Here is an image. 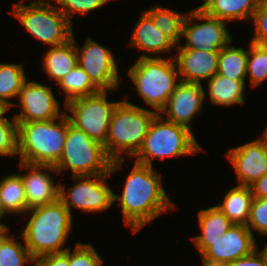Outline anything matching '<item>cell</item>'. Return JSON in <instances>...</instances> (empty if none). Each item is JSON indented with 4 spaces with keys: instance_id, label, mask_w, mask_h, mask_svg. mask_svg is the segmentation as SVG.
I'll list each match as a JSON object with an SVG mask.
<instances>
[{
    "instance_id": "obj_32",
    "label": "cell",
    "mask_w": 267,
    "mask_h": 266,
    "mask_svg": "<svg viewBox=\"0 0 267 266\" xmlns=\"http://www.w3.org/2000/svg\"><path fill=\"white\" fill-rule=\"evenodd\" d=\"M10 109H0V155L15 156L18 154V123L13 116L12 122L4 115Z\"/></svg>"
},
{
    "instance_id": "obj_40",
    "label": "cell",
    "mask_w": 267,
    "mask_h": 266,
    "mask_svg": "<svg viewBox=\"0 0 267 266\" xmlns=\"http://www.w3.org/2000/svg\"><path fill=\"white\" fill-rule=\"evenodd\" d=\"M201 258H202V262H203L202 266H227V263L208 259L207 257L203 256L202 254H201Z\"/></svg>"
},
{
    "instance_id": "obj_22",
    "label": "cell",
    "mask_w": 267,
    "mask_h": 266,
    "mask_svg": "<svg viewBox=\"0 0 267 266\" xmlns=\"http://www.w3.org/2000/svg\"><path fill=\"white\" fill-rule=\"evenodd\" d=\"M261 0H211L202 11L207 15L230 22L252 20Z\"/></svg>"
},
{
    "instance_id": "obj_3",
    "label": "cell",
    "mask_w": 267,
    "mask_h": 266,
    "mask_svg": "<svg viewBox=\"0 0 267 266\" xmlns=\"http://www.w3.org/2000/svg\"><path fill=\"white\" fill-rule=\"evenodd\" d=\"M55 120L17 122L19 162L52 166L59 162L67 136V113Z\"/></svg>"
},
{
    "instance_id": "obj_27",
    "label": "cell",
    "mask_w": 267,
    "mask_h": 266,
    "mask_svg": "<svg viewBox=\"0 0 267 266\" xmlns=\"http://www.w3.org/2000/svg\"><path fill=\"white\" fill-rule=\"evenodd\" d=\"M143 12L152 20L156 28L178 46L182 38L184 15L169 8H164L159 4Z\"/></svg>"
},
{
    "instance_id": "obj_24",
    "label": "cell",
    "mask_w": 267,
    "mask_h": 266,
    "mask_svg": "<svg viewBox=\"0 0 267 266\" xmlns=\"http://www.w3.org/2000/svg\"><path fill=\"white\" fill-rule=\"evenodd\" d=\"M0 209L3 215L27 213L24 184L18 173L9 174L1 179Z\"/></svg>"
},
{
    "instance_id": "obj_11",
    "label": "cell",
    "mask_w": 267,
    "mask_h": 266,
    "mask_svg": "<svg viewBox=\"0 0 267 266\" xmlns=\"http://www.w3.org/2000/svg\"><path fill=\"white\" fill-rule=\"evenodd\" d=\"M205 22L196 23L192 20ZM227 22L207 15L202 10L193 9L188 12L183 23L182 38L186 43L178 45L177 49H195L206 52H219L223 47L232 43Z\"/></svg>"
},
{
    "instance_id": "obj_30",
    "label": "cell",
    "mask_w": 267,
    "mask_h": 266,
    "mask_svg": "<svg viewBox=\"0 0 267 266\" xmlns=\"http://www.w3.org/2000/svg\"><path fill=\"white\" fill-rule=\"evenodd\" d=\"M9 228L0 230V266H24L28 263H35L26 245L21 241L16 242L15 238L8 235Z\"/></svg>"
},
{
    "instance_id": "obj_36",
    "label": "cell",
    "mask_w": 267,
    "mask_h": 266,
    "mask_svg": "<svg viewBox=\"0 0 267 266\" xmlns=\"http://www.w3.org/2000/svg\"><path fill=\"white\" fill-rule=\"evenodd\" d=\"M252 20L255 31L250 41L267 46V0H261Z\"/></svg>"
},
{
    "instance_id": "obj_2",
    "label": "cell",
    "mask_w": 267,
    "mask_h": 266,
    "mask_svg": "<svg viewBox=\"0 0 267 266\" xmlns=\"http://www.w3.org/2000/svg\"><path fill=\"white\" fill-rule=\"evenodd\" d=\"M27 212L31 215L21 237L35 260L68 249L63 245L72 231L73 216L60 199Z\"/></svg>"
},
{
    "instance_id": "obj_29",
    "label": "cell",
    "mask_w": 267,
    "mask_h": 266,
    "mask_svg": "<svg viewBox=\"0 0 267 266\" xmlns=\"http://www.w3.org/2000/svg\"><path fill=\"white\" fill-rule=\"evenodd\" d=\"M57 85L66 93L65 104L73 99L90 96L100 91L78 64Z\"/></svg>"
},
{
    "instance_id": "obj_5",
    "label": "cell",
    "mask_w": 267,
    "mask_h": 266,
    "mask_svg": "<svg viewBox=\"0 0 267 266\" xmlns=\"http://www.w3.org/2000/svg\"><path fill=\"white\" fill-rule=\"evenodd\" d=\"M127 73L140 97L158 114L165 107L168 98L179 84L177 81L180 80L173 56L168 60L158 55L139 57Z\"/></svg>"
},
{
    "instance_id": "obj_41",
    "label": "cell",
    "mask_w": 267,
    "mask_h": 266,
    "mask_svg": "<svg viewBox=\"0 0 267 266\" xmlns=\"http://www.w3.org/2000/svg\"><path fill=\"white\" fill-rule=\"evenodd\" d=\"M259 253L262 256L265 265L267 266V242L265 243L264 248Z\"/></svg>"
},
{
    "instance_id": "obj_39",
    "label": "cell",
    "mask_w": 267,
    "mask_h": 266,
    "mask_svg": "<svg viewBox=\"0 0 267 266\" xmlns=\"http://www.w3.org/2000/svg\"><path fill=\"white\" fill-rule=\"evenodd\" d=\"M253 197L267 199V173L249 186Z\"/></svg>"
},
{
    "instance_id": "obj_12",
    "label": "cell",
    "mask_w": 267,
    "mask_h": 266,
    "mask_svg": "<svg viewBox=\"0 0 267 266\" xmlns=\"http://www.w3.org/2000/svg\"><path fill=\"white\" fill-rule=\"evenodd\" d=\"M78 65L100 91L119 89L118 65L111 50L87 38L82 47L74 39Z\"/></svg>"
},
{
    "instance_id": "obj_4",
    "label": "cell",
    "mask_w": 267,
    "mask_h": 266,
    "mask_svg": "<svg viewBox=\"0 0 267 266\" xmlns=\"http://www.w3.org/2000/svg\"><path fill=\"white\" fill-rule=\"evenodd\" d=\"M158 113L132 104L127 100L120 101L113 111L108 126L104 149L111 160L121 159L122 153L134 157L142 147L145 136L154 117Z\"/></svg>"
},
{
    "instance_id": "obj_38",
    "label": "cell",
    "mask_w": 267,
    "mask_h": 266,
    "mask_svg": "<svg viewBox=\"0 0 267 266\" xmlns=\"http://www.w3.org/2000/svg\"><path fill=\"white\" fill-rule=\"evenodd\" d=\"M257 249L258 247L251 254L227 263V266H266Z\"/></svg>"
},
{
    "instance_id": "obj_26",
    "label": "cell",
    "mask_w": 267,
    "mask_h": 266,
    "mask_svg": "<svg viewBox=\"0 0 267 266\" xmlns=\"http://www.w3.org/2000/svg\"><path fill=\"white\" fill-rule=\"evenodd\" d=\"M23 64L0 63V107L11 109L19 105L9 101L17 98L20 88L27 81ZM9 99V100H8Z\"/></svg>"
},
{
    "instance_id": "obj_18",
    "label": "cell",
    "mask_w": 267,
    "mask_h": 266,
    "mask_svg": "<svg viewBox=\"0 0 267 266\" xmlns=\"http://www.w3.org/2000/svg\"><path fill=\"white\" fill-rule=\"evenodd\" d=\"M177 52L172 56L181 82L202 84V80L217 74L219 52L195 49H177Z\"/></svg>"
},
{
    "instance_id": "obj_33",
    "label": "cell",
    "mask_w": 267,
    "mask_h": 266,
    "mask_svg": "<svg viewBox=\"0 0 267 266\" xmlns=\"http://www.w3.org/2000/svg\"><path fill=\"white\" fill-rule=\"evenodd\" d=\"M103 262L91 244L78 242L72 252L69 248V266H102Z\"/></svg>"
},
{
    "instance_id": "obj_13",
    "label": "cell",
    "mask_w": 267,
    "mask_h": 266,
    "mask_svg": "<svg viewBox=\"0 0 267 266\" xmlns=\"http://www.w3.org/2000/svg\"><path fill=\"white\" fill-rule=\"evenodd\" d=\"M200 255L229 263L251 254L257 248L254 234L246 225L234 224L215 242H194Z\"/></svg>"
},
{
    "instance_id": "obj_9",
    "label": "cell",
    "mask_w": 267,
    "mask_h": 266,
    "mask_svg": "<svg viewBox=\"0 0 267 266\" xmlns=\"http://www.w3.org/2000/svg\"><path fill=\"white\" fill-rule=\"evenodd\" d=\"M125 158L111 160L109 173L95 176H72L77 184L66 192L60 184L59 199L70 211L71 207L83 212H99L107 210L114 203V192L108 187L106 180L115 171L122 168Z\"/></svg>"
},
{
    "instance_id": "obj_42",
    "label": "cell",
    "mask_w": 267,
    "mask_h": 266,
    "mask_svg": "<svg viewBox=\"0 0 267 266\" xmlns=\"http://www.w3.org/2000/svg\"><path fill=\"white\" fill-rule=\"evenodd\" d=\"M3 217H4V215L2 214L1 209H0V230H5V229L9 228L8 226L1 223V219H3Z\"/></svg>"
},
{
    "instance_id": "obj_15",
    "label": "cell",
    "mask_w": 267,
    "mask_h": 266,
    "mask_svg": "<svg viewBox=\"0 0 267 266\" xmlns=\"http://www.w3.org/2000/svg\"><path fill=\"white\" fill-rule=\"evenodd\" d=\"M226 156L241 186H250L267 173V143L262 137L230 149Z\"/></svg>"
},
{
    "instance_id": "obj_43",
    "label": "cell",
    "mask_w": 267,
    "mask_h": 266,
    "mask_svg": "<svg viewBox=\"0 0 267 266\" xmlns=\"http://www.w3.org/2000/svg\"><path fill=\"white\" fill-rule=\"evenodd\" d=\"M205 2H203V4H201L200 6L196 7L195 9L197 10H202L211 0H204Z\"/></svg>"
},
{
    "instance_id": "obj_35",
    "label": "cell",
    "mask_w": 267,
    "mask_h": 266,
    "mask_svg": "<svg viewBox=\"0 0 267 266\" xmlns=\"http://www.w3.org/2000/svg\"><path fill=\"white\" fill-rule=\"evenodd\" d=\"M246 226L252 234L255 230L267 236V199L254 197Z\"/></svg>"
},
{
    "instance_id": "obj_20",
    "label": "cell",
    "mask_w": 267,
    "mask_h": 266,
    "mask_svg": "<svg viewBox=\"0 0 267 266\" xmlns=\"http://www.w3.org/2000/svg\"><path fill=\"white\" fill-rule=\"evenodd\" d=\"M42 60L45 73L58 84L78 64L74 35L64 44L50 47Z\"/></svg>"
},
{
    "instance_id": "obj_31",
    "label": "cell",
    "mask_w": 267,
    "mask_h": 266,
    "mask_svg": "<svg viewBox=\"0 0 267 266\" xmlns=\"http://www.w3.org/2000/svg\"><path fill=\"white\" fill-rule=\"evenodd\" d=\"M246 74H249L252 87L267 79V46L249 41Z\"/></svg>"
},
{
    "instance_id": "obj_1",
    "label": "cell",
    "mask_w": 267,
    "mask_h": 266,
    "mask_svg": "<svg viewBox=\"0 0 267 266\" xmlns=\"http://www.w3.org/2000/svg\"><path fill=\"white\" fill-rule=\"evenodd\" d=\"M161 175L153 167L134 162L121 195L113 201L121 206L125 225L134 233L169 209H176L162 186Z\"/></svg>"
},
{
    "instance_id": "obj_8",
    "label": "cell",
    "mask_w": 267,
    "mask_h": 266,
    "mask_svg": "<svg viewBox=\"0 0 267 266\" xmlns=\"http://www.w3.org/2000/svg\"><path fill=\"white\" fill-rule=\"evenodd\" d=\"M13 16L22 23L35 39L51 47L66 43L72 38V24L51 2L38 0L29 4H13Z\"/></svg>"
},
{
    "instance_id": "obj_44",
    "label": "cell",
    "mask_w": 267,
    "mask_h": 266,
    "mask_svg": "<svg viewBox=\"0 0 267 266\" xmlns=\"http://www.w3.org/2000/svg\"><path fill=\"white\" fill-rule=\"evenodd\" d=\"M261 137H262V138L266 141V143H267V126H266V129H264L263 134H262Z\"/></svg>"
},
{
    "instance_id": "obj_25",
    "label": "cell",
    "mask_w": 267,
    "mask_h": 266,
    "mask_svg": "<svg viewBox=\"0 0 267 266\" xmlns=\"http://www.w3.org/2000/svg\"><path fill=\"white\" fill-rule=\"evenodd\" d=\"M198 223L201 235L192 237L193 242H215L234 225L217 206L199 210Z\"/></svg>"
},
{
    "instance_id": "obj_34",
    "label": "cell",
    "mask_w": 267,
    "mask_h": 266,
    "mask_svg": "<svg viewBox=\"0 0 267 266\" xmlns=\"http://www.w3.org/2000/svg\"><path fill=\"white\" fill-rule=\"evenodd\" d=\"M111 0H56L60 11L67 17L68 21L72 24V15L76 12L78 14H87L97 8L102 7Z\"/></svg>"
},
{
    "instance_id": "obj_16",
    "label": "cell",
    "mask_w": 267,
    "mask_h": 266,
    "mask_svg": "<svg viewBox=\"0 0 267 266\" xmlns=\"http://www.w3.org/2000/svg\"><path fill=\"white\" fill-rule=\"evenodd\" d=\"M206 95L202 84L179 81L159 114H167V121L183 125L192 130V127H190L192 120L201 110Z\"/></svg>"
},
{
    "instance_id": "obj_17",
    "label": "cell",
    "mask_w": 267,
    "mask_h": 266,
    "mask_svg": "<svg viewBox=\"0 0 267 266\" xmlns=\"http://www.w3.org/2000/svg\"><path fill=\"white\" fill-rule=\"evenodd\" d=\"M19 165L27 172V174H18L24 184L28 210L53 203L59 199L60 184L56 185L53 178L46 172L50 171L59 175L54 166L27 162H20Z\"/></svg>"
},
{
    "instance_id": "obj_7",
    "label": "cell",
    "mask_w": 267,
    "mask_h": 266,
    "mask_svg": "<svg viewBox=\"0 0 267 266\" xmlns=\"http://www.w3.org/2000/svg\"><path fill=\"white\" fill-rule=\"evenodd\" d=\"M110 164L104 146L73 126L67 116L65 147L54 166L57 172L70 169L72 176H95L109 173Z\"/></svg>"
},
{
    "instance_id": "obj_21",
    "label": "cell",
    "mask_w": 267,
    "mask_h": 266,
    "mask_svg": "<svg viewBox=\"0 0 267 266\" xmlns=\"http://www.w3.org/2000/svg\"><path fill=\"white\" fill-rule=\"evenodd\" d=\"M253 194L249 186L238 185L226 193L223 203L218 202V209L234 224L246 225L253 202Z\"/></svg>"
},
{
    "instance_id": "obj_10",
    "label": "cell",
    "mask_w": 267,
    "mask_h": 266,
    "mask_svg": "<svg viewBox=\"0 0 267 266\" xmlns=\"http://www.w3.org/2000/svg\"><path fill=\"white\" fill-rule=\"evenodd\" d=\"M108 91L73 99L65 104L67 116L73 126L83 130L93 140L106 144L108 126L113 111L120 101H107Z\"/></svg>"
},
{
    "instance_id": "obj_14",
    "label": "cell",
    "mask_w": 267,
    "mask_h": 266,
    "mask_svg": "<svg viewBox=\"0 0 267 266\" xmlns=\"http://www.w3.org/2000/svg\"><path fill=\"white\" fill-rule=\"evenodd\" d=\"M22 107L14 117L17 122L49 121L59 119V103L54 97L52 88L35 81H26L17 96Z\"/></svg>"
},
{
    "instance_id": "obj_37",
    "label": "cell",
    "mask_w": 267,
    "mask_h": 266,
    "mask_svg": "<svg viewBox=\"0 0 267 266\" xmlns=\"http://www.w3.org/2000/svg\"><path fill=\"white\" fill-rule=\"evenodd\" d=\"M35 266H69V247L61 253L41 256L36 260Z\"/></svg>"
},
{
    "instance_id": "obj_19",
    "label": "cell",
    "mask_w": 267,
    "mask_h": 266,
    "mask_svg": "<svg viewBox=\"0 0 267 266\" xmlns=\"http://www.w3.org/2000/svg\"><path fill=\"white\" fill-rule=\"evenodd\" d=\"M128 46L145 51L140 57H151L148 54H161L177 46L168 36L163 34L152 20L142 11L135 24Z\"/></svg>"
},
{
    "instance_id": "obj_23",
    "label": "cell",
    "mask_w": 267,
    "mask_h": 266,
    "mask_svg": "<svg viewBox=\"0 0 267 266\" xmlns=\"http://www.w3.org/2000/svg\"><path fill=\"white\" fill-rule=\"evenodd\" d=\"M246 80H233L216 74L208 80V96L214 105L231 106L244 104Z\"/></svg>"
},
{
    "instance_id": "obj_6",
    "label": "cell",
    "mask_w": 267,
    "mask_h": 266,
    "mask_svg": "<svg viewBox=\"0 0 267 266\" xmlns=\"http://www.w3.org/2000/svg\"><path fill=\"white\" fill-rule=\"evenodd\" d=\"M193 131L183 125L164 120L157 114L152 120L136 162L152 167V159L193 155L203 149L197 143Z\"/></svg>"
},
{
    "instance_id": "obj_28",
    "label": "cell",
    "mask_w": 267,
    "mask_h": 266,
    "mask_svg": "<svg viewBox=\"0 0 267 266\" xmlns=\"http://www.w3.org/2000/svg\"><path fill=\"white\" fill-rule=\"evenodd\" d=\"M230 44L219 51L217 74L233 80H246L248 49L236 48Z\"/></svg>"
}]
</instances>
